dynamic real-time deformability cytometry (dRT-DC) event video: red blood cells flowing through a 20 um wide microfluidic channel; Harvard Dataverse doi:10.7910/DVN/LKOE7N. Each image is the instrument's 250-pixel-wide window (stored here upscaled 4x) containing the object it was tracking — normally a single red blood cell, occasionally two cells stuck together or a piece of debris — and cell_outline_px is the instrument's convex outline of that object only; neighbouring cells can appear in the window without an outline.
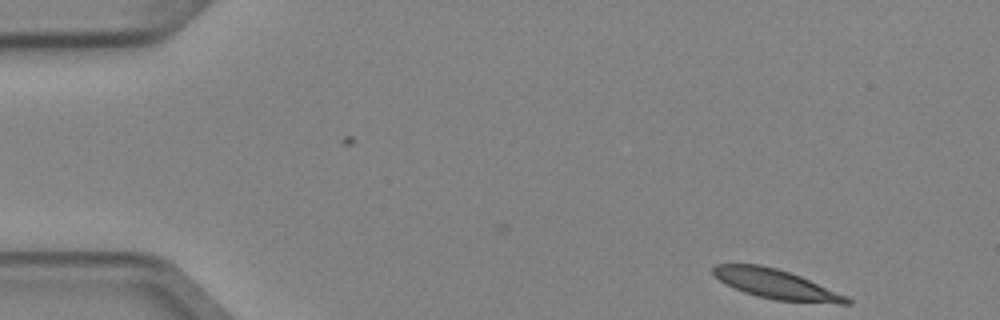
{"species": "Egyptian fruit bat (a non-hibernating species)", "species_latin": "Rousettus aegyptiacus", "temperature_condition": "cold", "stored_images_in_passage": 4, "camera_frame_rate_fps": 3000, "um_per_image_px": 0.085, "animal": {"sex": "female"}, "frame": {"image": 1, "passage_image": 1, "time_ms": 0.0, "image_size_px": [1000, 320], "cell_outline_px": [[852, 304], [836, 304], [776, 300], [756, 296], [744, 292], [720, 280], [712, 272], [712, 268], [716, 264], [760, 264], [776, 268], [800, 276], [848, 296], [852, 300]], "centroid_in_image_um": [66.02, 24.16], "position_along_channel_um": 19.0, "area_um2": 22.83}}
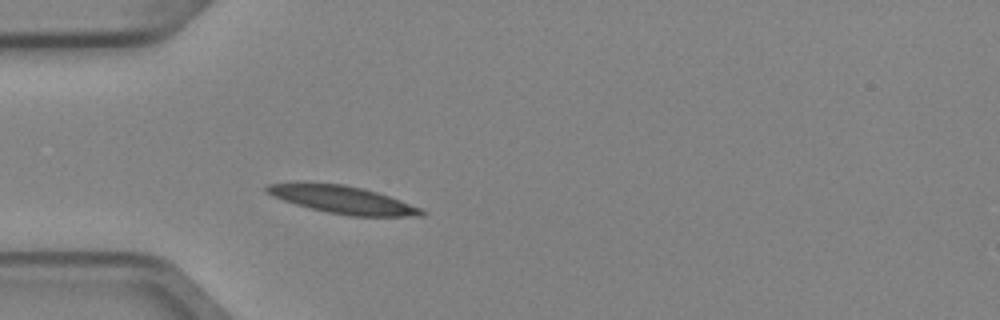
{"frame": {"image": 2, "passage_image": 4, "time_ms": 1.0, "image_size_px": [1000, 320], "cell_outline_px": [[428, 212], [424, 216], [348, 216], [328, 212], [296, 204], [272, 196], [264, 192], [264, 188], [268, 184], [292, 180], [304, 180], [344, 184], [364, 188], [424, 208]], "centroid_in_image_um": [29.06, 16.93], "position_along_channel_um": 55.9, "area_um2": 25.78}}